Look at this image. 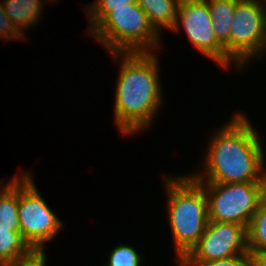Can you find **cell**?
Wrapping results in <instances>:
<instances>
[{"mask_svg":"<svg viewBox=\"0 0 266 266\" xmlns=\"http://www.w3.org/2000/svg\"><path fill=\"white\" fill-rule=\"evenodd\" d=\"M264 4L260 0H238L236 3L230 32V60L238 68L255 56L261 59L260 53L266 49Z\"/></svg>","mask_w":266,"mask_h":266,"instance_id":"52a82bcc","label":"cell"},{"mask_svg":"<svg viewBox=\"0 0 266 266\" xmlns=\"http://www.w3.org/2000/svg\"><path fill=\"white\" fill-rule=\"evenodd\" d=\"M141 257L132 246L119 245L109 255V262L104 266H140Z\"/></svg>","mask_w":266,"mask_h":266,"instance_id":"e0dca14e","label":"cell"},{"mask_svg":"<svg viewBox=\"0 0 266 266\" xmlns=\"http://www.w3.org/2000/svg\"><path fill=\"white\" fill-rule=\"evenodd\" d=\"M211 14L213 32L230 59V32L238 0H206Z\"/></svg>","mask_w":266,"mask_h":266,"instance_id":"30bf717a","label":"cell"},{"mask_svg":"<svg viewBox=\"0 0 266 266\" xmlns=\"http://www.w3.org/2000/svg\"><path fill=\"white\" fill-rule=\"evenodd\" d=\"M265 197H266V176H265Z\"/></svg>","mask_w":266,"mask_h":266,"instance_id":"7402d4cb","label":"cell"},{"mask_svg":"<svg viewBox=\"0 0 266 266\" xmlns=\"http://www.w3.org/2000/svg\"><path fill=\"white\" fill-rule=\"evenodd\" d=\"M207 197L208 221L248 227L265 198V182L199 183Z\"/></svg>","mask_w":266,"mask_h":266,"instance_id":"5b68a950","label":"cell"},{"mask_svg":"<svg viewBox=\"0 0 266 266\" xmlns=\"http://www.w3.org/2000/svg\"><path fill=\"white\" fill-rule=\"evenodd\" d=\"M32 251L23 240L20 231L0 229V266L24 258Z\"/></svg>","mask_w":266,"mask_h":266,"instance_id":"5bb4252c","label":"cell"},{"mask_svg":"<svg viewBox=\"0 0 266 266\" xmlns=\"http://www.w3.org/2000/svg\"><path fill=\"white\" fill-rule=\"evenodd\" d=\"M24 33H21L12 23L10 18L4 12L2 3L0 2V38L4 39H22Z\"/></svg>","mask_w":266,"mask_h":266,"instance_id":"ac0fdd59","label":"cell"},{"mask_svg":"<svg viewBox=\"0 0 266 266\" xmlns=\"http://www.w3.org/2000/svg\"><path fill=\"white\" fill-rule=\"evenodd\" d=\"M137 0H97L89 6L90 31L111 11V7H120Z\"/></svg>","mask_w":266,"mask_h":266,"instance_id":"2e32d148","label":"cell"},{"mask_svg":"<svg viewBox=\"0 0 266 266\" xmlns=\"http://www.w3.org/2000/svg\"><path fill=\"white\" fill-rule=\"evenodd\" d=\"M250 266H266V252L248 253Z\"/></svg>","mask_w":266,"mask_h":266,"instance_id":"44dd1931","label":"cell"},{"mask_svg":"<svg viewBox=\"0 0 266 266\" xmlns=\"http://www.w3.org/2000/svg\"><path fill=\"white\" fill-rule=\"evenodd\" d=\"M1 186V185H0ZM0 229L20 231L18 219V176L0 188Z\"/></svg>","mask_w":266,"mask_h":266,"instance_id":"4fadbf2b","label":"cell"},{"mask_svg":"<svg viewBox=\"0 0 266 266\" xmlns=\"http://www.w3.org/2000/svg\"><path fill=\"white\" fill-rule=\"evenodd\" d=\"M181 22V23H180ZM182 24L189 41L218 65L227 68L232 62L225 54L224 47L213 32L210 10L206 0H181L176 21L171 30L178 31Z\"/></svg>","mask_w":266,"mask_h":266,"instance_id":"9c48e42d","label":"cell"},{"mask_svg":"<svg viewBox=\"0 0 266 266\" xmlns=\"http://www.w3.org/2000/svg\"><path fill=\"white\" fill-rule=\"evenodd\" d=\"M231 119L212 135L204 163L207 175H191L198 183L265 182L263 147L257 132L244 115L238 113Z\"/></svg>","mask_w":266,"mask_h":266,"instance_id":"6da1fadb","label":"cell"},{"mask_svg":"<svg viewBox=\"0 0 266 266\" xmlns=\"http://www.w3.org/2000/svg\"><path fill=\"white\" fill-rule=\"evenodd\" d=\"M180 266H250L248 253L202 264H179Z\"/></svg>","mask_w":266,"mask_h":266,"instance_id":"d6986e66","label":"cell"},{"mask_svg":"<svg viewBox=\"0 0 266 266\" xmlns=\"http://www.w3.org/2000/svg\"><path fill=\"white\" fill-rule=\"evenodd\" d=\"M245 253H248L245 226L208 221L199 241L179 261V264H202Z\"/></svg>","mask_w":266,"mask_h":266,"instance_id":"ba28073f","label":"cell"},{"mask_svg":"<svg viewBox=\"0 0 266 266\" xmlns=\"http://www.w3.org/2000/svg\"><path fill=\"white\" fill-rule=\"evenodd\" d=\"M168 220L179 262L199 241L208 223L207 197L203 187L190 175L165 177Z\"/></svg>","mask_w":266,"mask_h":266,"instance_id":"3957f363","label":"cell"},{"mask_svg":"<svg viewBox=\"0 0 266 266\" xmlns=\"http://www.w3.org/2000/svg\"><path fill=\"white\" fill-rule=\"evenodd\" d=\"M18 219L20 234L33 251H45L44 244L62 227L38 192L31 173L18 176Z\"/></svg>","mask_w":266,"mask_h":266,"instance_id":"8992f818","label":"cell"},{"mask_svg":"<svg viewBox=\"0 0 266 266\" xmlns=\"http://www.w3.org/2000/svg\"><path fill=\"white\" fill-rule=\"evenodd\" d=\"M122 58L115 92L114 115L123 134L150 126L162 104L158 60L152 52L112 53Z\"/></svg>","mask_w":266,"mask_h":266,"instance_id":"7a4b0ae2","label":"cell"},{"mask_svg":"<svg viewBox=\"0 0 266 266\" xmlns=\"http://www.w3.org/2000/svg\"><path fill=\"white\" fill-rule=\"evenodd\" d=\"M181 0H137L136 2L145 12L155 31L160 34L161 28L172 29Z\"/></svg>","mask_w":266,"mask_h":266,"instance_id":"8fae6325","label":"cell"},{"mask_svg":"<svg viewBox=\"0 0 266 266\" xmlns=\"http://www.w3.org/2000/svg\"><path fill=\"white\" fill-rule=\"evenodd\" d=\"M111 53L153 52L159 36L137 2L111 11L89 32Z\"/></svg>","mask_w":266,"mask_h":266,"instance_id":"277c9868","label":"cell"},{"mask_svg":"<svg viewBox=\"0 0 266 266\" xmlns=\"http://www.w3.org/2000/svg\"><path fill=\"white\" fill-rule=\"evenodd\" d=\"M4 266H46V256L44 251H32L28 256Z\"/></svg>","mask_w":266,"mask_h":266,"instance_id":"ffe728a7","label":"cell"},{"mask_svg":"<svg viewBox=\"0 0 266 266\" xmlns=\"http://www.w3.org/2000/svg\"><path fill=\"white\" fill-rule=\"evenodd\" d=\"M42 3V0H4L2 5L6 15L22 33V28L33 26L40 19Z\"/></svg>","mask_w":266,"mask_h":266,"instance_id":"7c38bea8","label":"cell"},{"mask_svg":"<svg viewBox=\"0 0 266 266\" xmlns=\"http://www.w3.org/2000/svg\"><path fill=\"white\" fill-rule=\"evenodd\" d=\"M248 253L266 252V197L259 203L247 227Z\"/></svg>","mask_w":266,"mask_h":266,"instance_id":"9a60e30c","label":"cell"}]
</instances>
